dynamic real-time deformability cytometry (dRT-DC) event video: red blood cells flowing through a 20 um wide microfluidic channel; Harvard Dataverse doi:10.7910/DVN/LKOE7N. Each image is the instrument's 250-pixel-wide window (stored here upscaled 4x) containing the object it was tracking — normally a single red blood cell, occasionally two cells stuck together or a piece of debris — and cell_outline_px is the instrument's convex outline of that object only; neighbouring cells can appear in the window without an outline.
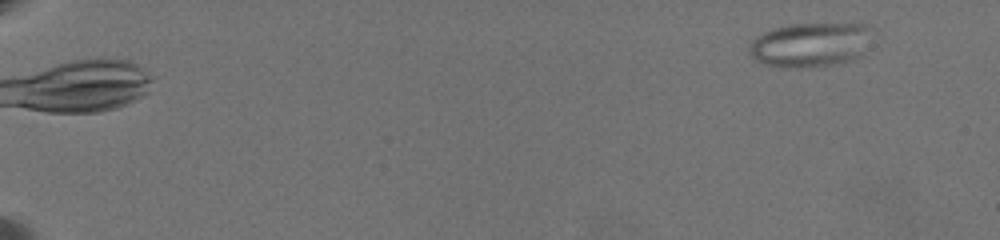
{"species": "common noctule bat (a hibernating species)", "species_latin": "Nyctalus noctula", "temperature_condition": "warm", "stored_images_in_passage": 61, "camera_frame_rate_fps": 3000, "um_per_image_px": 0.085, "animal": {"sex": "female", "body_mass_g": 19.5, "forearm_length_mm": 54.1}, "frame": {"image": 1, "passage_image": 1, "time_ms": 0.0, "image_size_px": [1000, 240], "cell_outline_px": [[876, 28], [860, 56], [856, 60], [832, 64], [788, 68], [780, 68], [764, 64], [756, 60], [748, 52], [748, 48], [752, 40], [756, 36], [764, 32], [776, 28], [792, 24], [872, 24]], "centroid_in_image_um": [68.92, 3.79], "position_along_channel_um": 16.1, "area_um2": 32.08}}
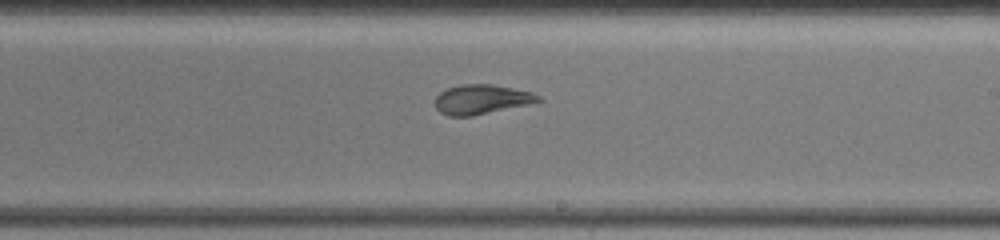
{"frame": {"image": 2, "passage_image": 38, "time_ms": 12.333, "image_size_px": [1000, 240], "cell_outline_px": [[544, 100], [472, 116], [448, 116], [440, 112], [436, 108], [436, 96], [440, 92], [448, 88], [460, 84], [492, 84], [532, 92], [540, 96]], "centroid_in_image_um": [40.91, 8.44], "position_along_channel_um": 248.1, "area_um2": 17.57}}
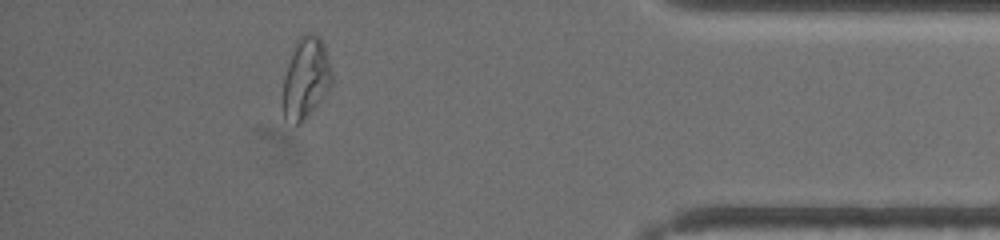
{"frame": {"image": 3, "passage_image": 55, "time_ms": 18.0, "image_size_px": [1000, 240], "cell_outline_px": [[332, 84], [328, 92], [308, 116], [300, 124], [296, 124], [284, 120], [280, 108], [284, 76], [296, 40], [300, 36], [316, 36], [324, 44], [332, 72]], "centroid_in_image_um": [25.96, 6.75], "position_along_channel_um": 409.2, "area_um2": 23.35}, "authors_computed_cell_mechanics": {"area_um2": 22.5998, "velocity_mm_per_s": 3.4018, "shape_relaxation_time_tau1_ms": null, "shape_relaxation_time_tau2_ms": 1.518, "deformation_change_tau1": null, "deformation_change_tau2": 0.0886}}